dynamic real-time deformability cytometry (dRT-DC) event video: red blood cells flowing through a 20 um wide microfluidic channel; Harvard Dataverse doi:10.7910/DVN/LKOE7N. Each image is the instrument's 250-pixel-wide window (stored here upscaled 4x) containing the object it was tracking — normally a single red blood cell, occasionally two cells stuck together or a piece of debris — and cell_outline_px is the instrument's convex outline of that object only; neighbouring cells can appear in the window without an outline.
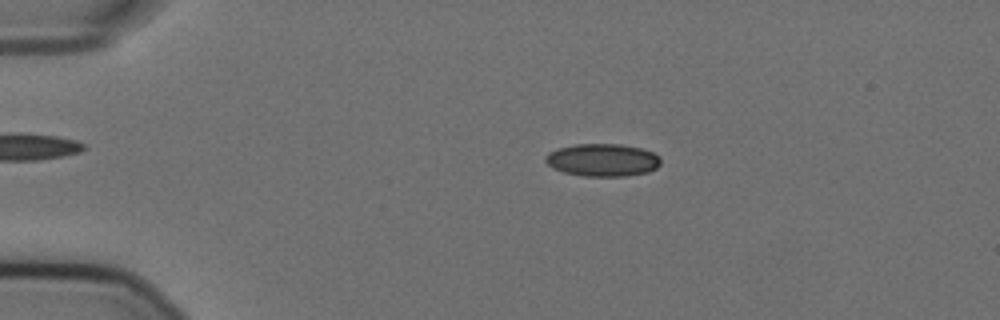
{"species": "Egyptian fruit bat (a non-hibernating species)", "species_latin": "Rousettus aegyptiacus", "temperature_condition": "cold", "stored_images_in_passage": 57, "camera_frame_rate_fps": 3000, "um_per_image_px": 0.085, "animal": {"sex": "female"}, "frame": {"image": 1, "passage_image": 12, "time_ms": 3.667, "image_size_px": [1000, 320], "cell_outline_px": [[660, 164], [656, 168], [648, 172], [624, 176], [584, 176], [564, 172], [552, 168], [544, 160], [548, 152], [560, 148], [576, 144], [620, 144], [640, 148], [652, 152], [660, 156]], "centroid_in_image_um": [51.22, 13.6], "position_along_channel_um": 33.8, "area_um2": 21.85}}
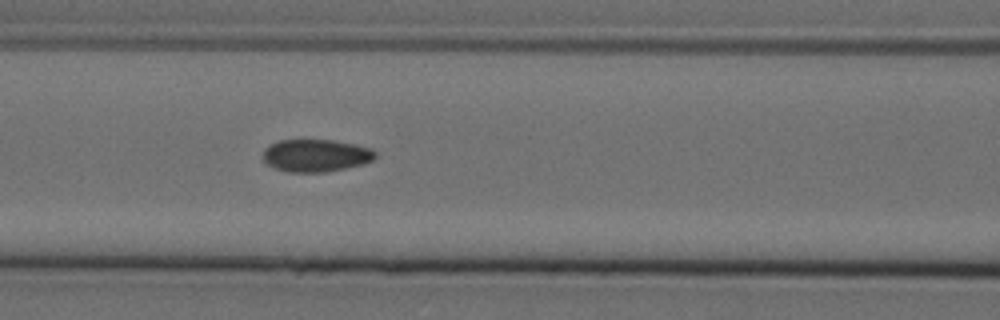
{"frame": {"image": 2, "passage_image": 25, "time_ms": 8.0, "image_size_px": [1000, 320], "cell_outline_px": [[376, 156], [372, 160], [364, 164], [324, 172], [288, 172], [276, 168], [268, 164], [264, 160], [264, 148], [268, 144], [280, 140], [332, 140], [356, 144], [372, 148], [376, 152]], "centroid_in_image_um": [26.86, 13.21], "position_along_channel_um": 139.7, "area_um2": 21.27}}
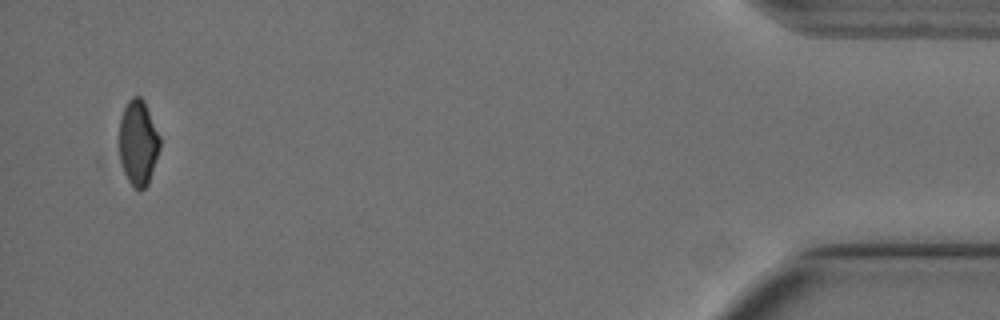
{"frame": {"image": 3, "passage_image": 55, "time_ms": 18.0, "image_size_px": [1000, 320], "cell_outline_px": [[160, 148], [148, 184], [140, 192], [128, 180], [124, 172], [120, 160], [120, 120], [124, 108], [128, 100], [132, 96], [140, 96], [144, 100], [160, 136]], "centroid_in_image_um": [11.75, 12.12], "position_along_channel_um": 423.4, "area_um2": 20.11}, "authors_computed_cell_mechanics": {"area_um2": 21.4438, "velocity_mm_per_s": 3.5936, "shape_relaxation_time_tau1_ms": null, "shape_relaxation_time_tau2_ms": 2.2586, "deformation_change_tau1": null, "deformation_change_tau2": 0.0511}}